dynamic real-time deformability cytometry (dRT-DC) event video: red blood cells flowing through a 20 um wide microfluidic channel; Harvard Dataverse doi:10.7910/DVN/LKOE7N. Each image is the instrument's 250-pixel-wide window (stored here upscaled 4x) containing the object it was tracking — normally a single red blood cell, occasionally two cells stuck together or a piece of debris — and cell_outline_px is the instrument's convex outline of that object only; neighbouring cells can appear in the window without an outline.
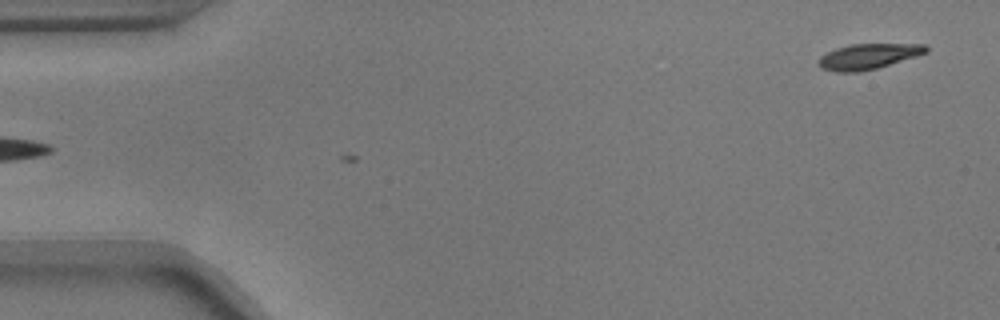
{"species": "common noctule bat (a hibernating species)", "species_latin": "Nyctalus noctula", "temperature_condition": "warm", "stored_images_in_passage": 4, "camera_frame_rate_fps": 3000, "um_per_image_px": 0.085, "animal": {"sex": "male", "body_mass_g": 17.9}, "frame": {"image": 1, "passage_image": 1, "time_ms": 0.0, "image_size_px": [1000, 320], "cell_outline_px": [[928, 52], [916, 56], [876, 68], [860, 72], [836, 72], [820, 68], [816, 64], [820, 56], [836, 48], [852, 44], [924, 44], [928, 48]], "centroid_in_image_um": [73.76, 4.8], "position_along_channel_um": 11.2, "area_um2": 15.9}}